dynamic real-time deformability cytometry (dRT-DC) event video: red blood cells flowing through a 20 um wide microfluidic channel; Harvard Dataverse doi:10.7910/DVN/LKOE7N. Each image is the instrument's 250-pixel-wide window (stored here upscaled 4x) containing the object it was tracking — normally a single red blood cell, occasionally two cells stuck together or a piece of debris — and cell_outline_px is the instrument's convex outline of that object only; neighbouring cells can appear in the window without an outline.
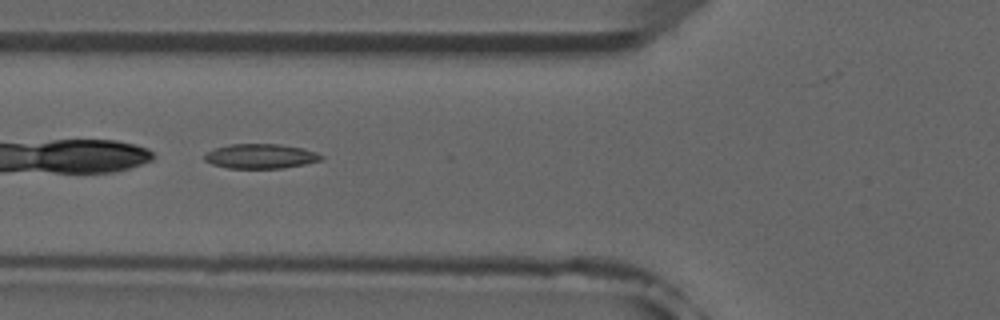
{"species": "common noctule bat (a hibernating species)", "species_latin": "Nyctalus noctula", "temperature_condition": "room temperature", "stored_images_in_passage": 5, "camera_frame_rate_fps": 3000, "um_per_image_px": 0.085, "animal": {"sex": "male", "forearm_length_mm": 52.5}, "frame": {"image": 1, "passage_image": 3, "time_ms": 2.333, "image_size_px": [1000, 320], "cell_outline_px": [[324, 160], [284, 168], [228, 168], [212, 164], [204, 160], [204, 152], [228, 144], [280, 144], [304, 148], [316, 152], [324, 156]], "centroid_in_image_um": [22.16, 13.27], "position_along_channel_um": 103.6, "area_um2": 16.94}}
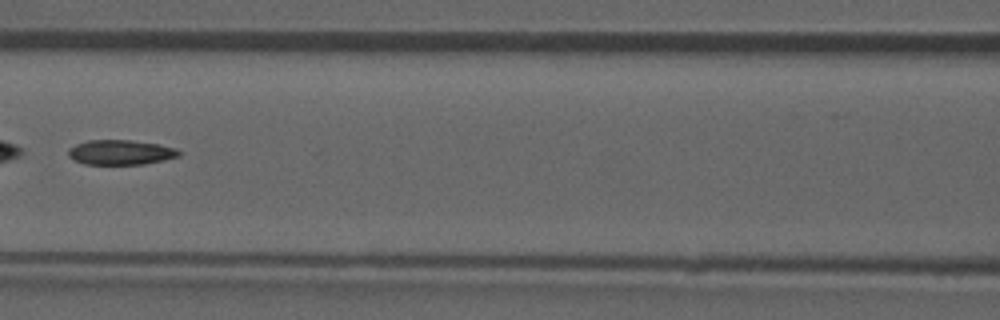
{"frame": {"image": 2, "passage_image": 4, "time_ms": 3.667, "image_size_px": [1000, 320], "cell_outline_px": [[184, 152], [180, 156], [164, 160], [144, 164], [84, 164], [72, 160], [68, 156], [68, 148], [76, 144], [88, 140], [132, 140], [160, 144], [176, 148]], "centroid_in_image_um": [10.27, 12.94], "position_along_channel_um": 156.3, "area_um2": 16.3}}